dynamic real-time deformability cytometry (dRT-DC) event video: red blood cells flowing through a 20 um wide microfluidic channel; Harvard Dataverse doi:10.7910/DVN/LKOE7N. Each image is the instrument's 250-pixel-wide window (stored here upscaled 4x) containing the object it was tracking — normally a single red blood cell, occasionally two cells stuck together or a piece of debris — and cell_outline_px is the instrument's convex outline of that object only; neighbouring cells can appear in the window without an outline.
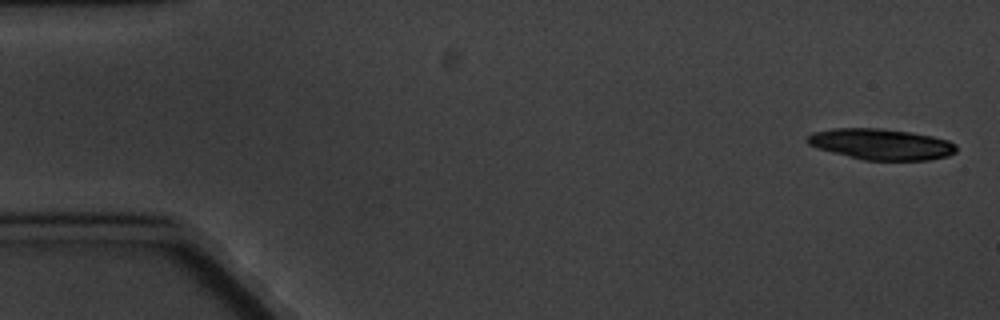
{"species": "common noctule bat (a hibernating species)", "species_latin": "Nyctalus noctula", "temperature_condition": "cold", "stored_images_in_passage": 5, "camera_frame_rate_fps": 3000, "um_per_image_px": 0.085, "animal": {"sex": "male", "body_mass_g": 20.1, "forearm_length_mm": 53.5}, "frame": {"image": 1, "passage_image": 1, "time_ms": 0.0, "image_size_px": [1000, 320], "cell_outline_px": [[956, 152], [948, 156], [928, 160], [864, 160], [816, 148], [808, 144], [804, 140], [812, 132], [832, 128], [876, 128], [912, 132], [932, 136], [948, 140], [956, 144]], "centroid_in_image_um": [74.88, 12.25], "position_along_channel_um": 10.1, "area_um2": 26.99}}